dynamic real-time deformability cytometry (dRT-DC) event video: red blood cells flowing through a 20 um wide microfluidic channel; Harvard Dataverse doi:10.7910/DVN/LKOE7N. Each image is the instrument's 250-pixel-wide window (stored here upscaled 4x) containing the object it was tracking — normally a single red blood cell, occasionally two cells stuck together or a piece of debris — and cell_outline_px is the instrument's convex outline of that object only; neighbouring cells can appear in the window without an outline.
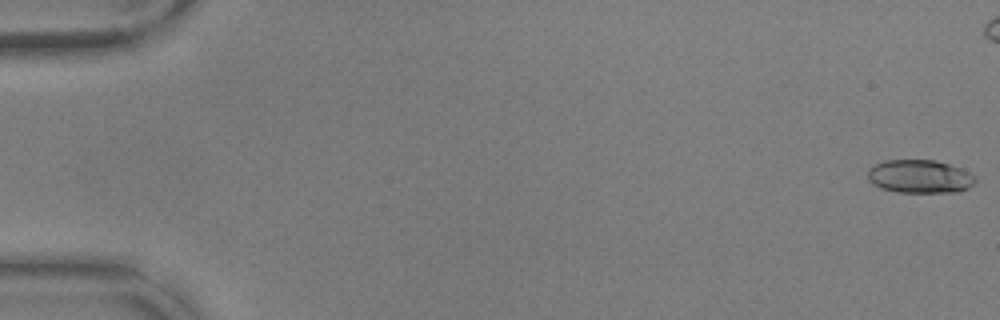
{"species": "common noctule bat (a hibernating species)", "species_latin": "Nyctalus noctula", "temperature_condition": "warm", "stored_images_in_passage": 49, "camera_frame_rate_fps": 3000, "um_per_image_px": 0.085, "animal": {"sex": "male", "body_mass_g": 17.9, "forearm_length_mm": 54.2}, "frame": {"image": 1, "passage_image": 1, "time_ms": 0.0, "image_size_px": [1000, 320], "cell_outline_px": [[976, 180], [968, 188], [956, 192], [896, 192], [880, 188], [872, 184], [868, 180], [868, 172], [876, 164], [884, 160], [936, 160], [960, 168], [976, 176]], "centroid_in_image_um": [78.17, 15.0], "position_along_channel_um": 6.8, "area_um2": 20.81}}
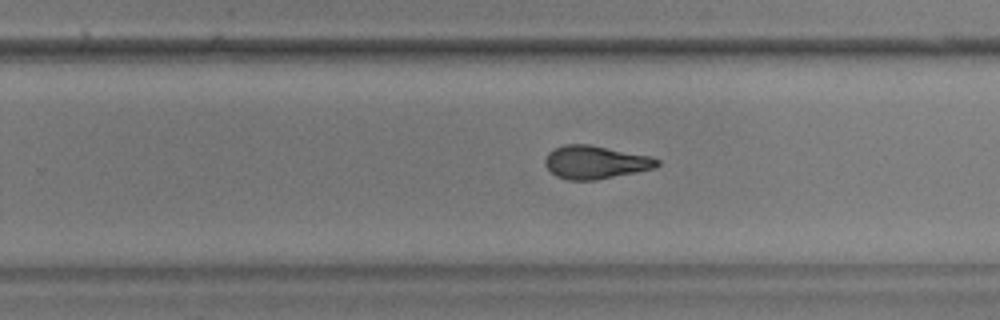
{"frame": {"image": 2, "passage_image": 36, "time_ms": 11.667, "image_size_px": [1000, 320], "cell_outline_px": [[660, 164], [656, 168], [596, 180], [568, 180], [556, 176], [544, 164], [544, 160], [548, 152], [552, 148], [564, 144], [588, 144], [648, 156], [660, 160]], "centroid_in_image_um": [50.57, 13.79], "position_along_channel_um": 279.2, "area_um2": 21.62}}
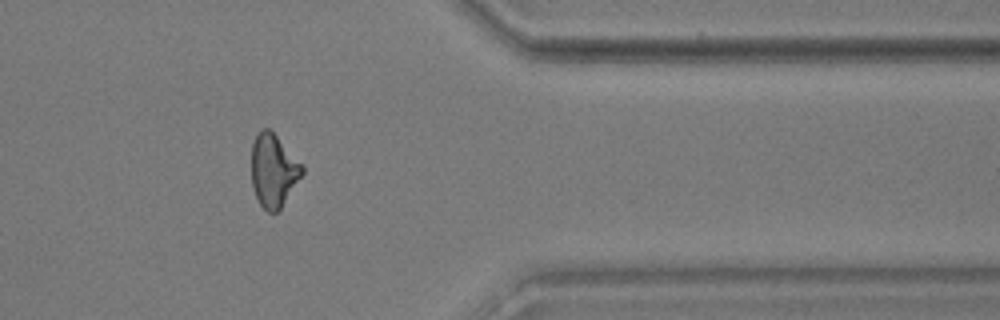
{"frame": {"image": 3, "passage_image": 46, "time_ms": 15.0, "image_size_px": [1000, 320], "cell_outline_px": [[304, 172], [280, 208], [276, 212], [268, 212], [260, 204], [252, 188], [252, 144], [260, 128], [268, 128], [304, 164]], "centroid_in_image_um": [23.25, 14.47], "position_along_channel_um": 388.2, "area_um2": 21.39}}